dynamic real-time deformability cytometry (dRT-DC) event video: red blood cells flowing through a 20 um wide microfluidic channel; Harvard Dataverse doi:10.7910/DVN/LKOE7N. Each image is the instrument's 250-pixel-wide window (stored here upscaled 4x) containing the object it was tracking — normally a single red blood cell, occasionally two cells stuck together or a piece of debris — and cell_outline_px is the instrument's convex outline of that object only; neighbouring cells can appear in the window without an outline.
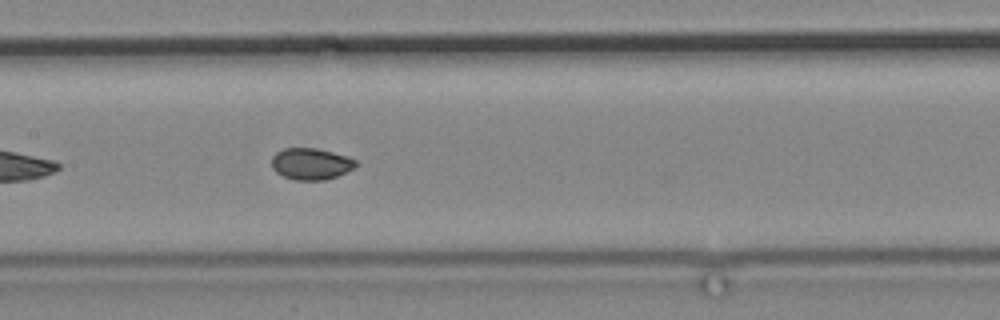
{"species": "common noctule bat (a hibernating species)", "species_latin": "Nyctalus noctula", "temperature_condition": "cold", "stored_images_in_passage": 13, "camera_frame_rate_fps": 3000, "um_per_image_px": 0.085, "animal": {"sex": "male", "body_mass_g": 19.2, "forearm_length_mm": 51.8}, "frame": {"image": 1, "passage_image": 13, "time_ms": 15.0, "image_size_px": [1000, 320], "cell_outline_px": [[356, 168], [336, 176], [324, 180], [296, 180], [284, 176], [276, 172], [272, 168], [272, 156], [276, 152], [284, 148], [316, 148], [348, 156], [356, 160]], "centroid_in_image_um": [26.43, 13.92], "position_along_channel_um": 181.0, "area_um2": 15.49}}